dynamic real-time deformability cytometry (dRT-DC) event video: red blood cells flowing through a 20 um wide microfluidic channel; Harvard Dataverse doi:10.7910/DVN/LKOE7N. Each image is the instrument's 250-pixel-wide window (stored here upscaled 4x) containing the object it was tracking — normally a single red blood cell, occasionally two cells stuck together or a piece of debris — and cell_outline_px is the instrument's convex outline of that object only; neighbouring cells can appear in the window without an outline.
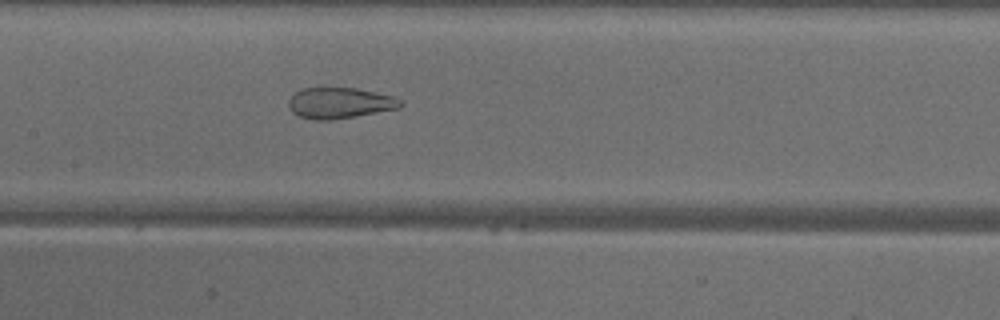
{"species": "common noctule bat (a hibernating species)", "species_latin": "Nyctalus noctula", "temperature_condition": "warm", "stored_images_in_passage": 43, "camera_frame_rate_fps": 3000, "um_per_image_px": 0.085, "animal": {"sex": "male", "body_mass_g": 18.8}, "frame": {"image": 1, "passage_image": 21, "time_ms": 6.667, "image_size_px": [1000, 320], "cell_outline_px": [[404, 104], [400, 108], [356, 116], [328, 120], [312, 120], [300, 116], [292, 112], [288, 108], [288, 100], [300, 88], [356, 88], [392, 96], [400, 100]], "centroid_in_image_um": [28.85, 8.76], "position_along_channel_um": 178.5, "area_um2": 20.11}}
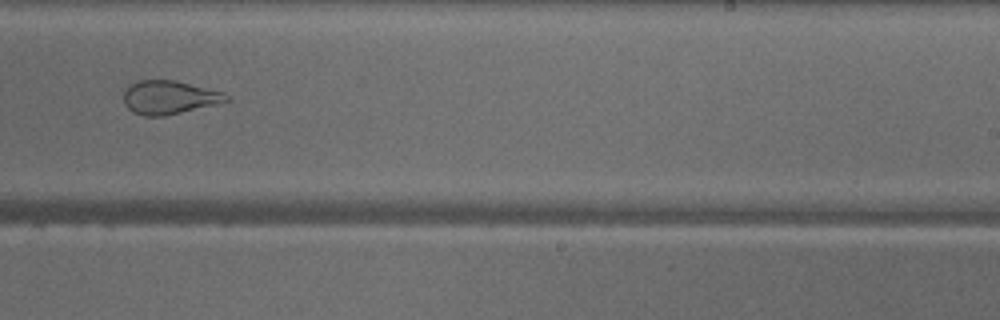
{"frame": {"image": 2, "passage_image": 28, "time_ms": 9.0, "image_size_px": [1000, 320], "cell_outline_px": [[232, 100], [216, 104], [164, 116], [144, 116], [132, 112], [124, 104], [124, 92], [128, 84], [136, 80], [176, 80], [224, 92]], "centroid_in_image_um": [14.36, 8.27], "position_along_channel_um": 274.6, "area_um2": 20.23}}
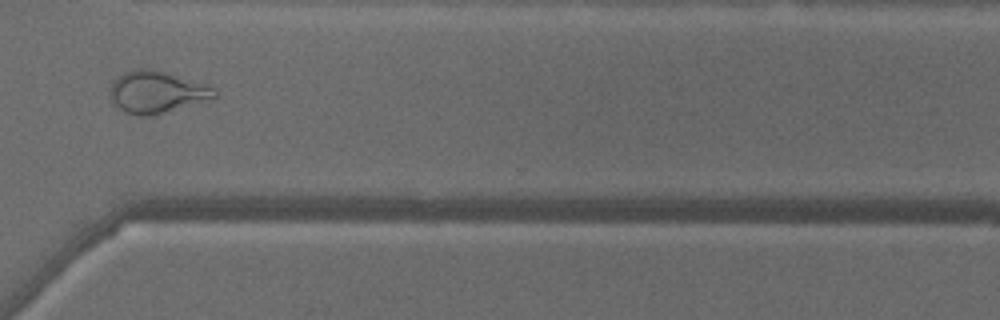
{"frame": {"image": 3, "passage_image": 34, "time_ms": 11.0, "image_size_px": [1000, 320], "cell_outline_px": [[216, 96], [156, 116], [136, 116], [124, 112], [112, 100], [108, 92], [112, 80], [116, 76], [124, 72], [140, 68], [148, 68], [164, 72], [216, 88]], "centroid_in_image_um": [13.23, 7.84], "position_along_channel_um": 357.4, "area_um2": 25.37}, "authors_computed_cell_mechanics": {"area_um2": 26.588, "velocity_mm_per_s": 4.127, "shape_relaxation_time_tau1_ms": null, "shape_relaxation_time_tau2_ms": 1.2073, "deformation_change_tau1": null, "deformation_change_tau2": 0.0992}}